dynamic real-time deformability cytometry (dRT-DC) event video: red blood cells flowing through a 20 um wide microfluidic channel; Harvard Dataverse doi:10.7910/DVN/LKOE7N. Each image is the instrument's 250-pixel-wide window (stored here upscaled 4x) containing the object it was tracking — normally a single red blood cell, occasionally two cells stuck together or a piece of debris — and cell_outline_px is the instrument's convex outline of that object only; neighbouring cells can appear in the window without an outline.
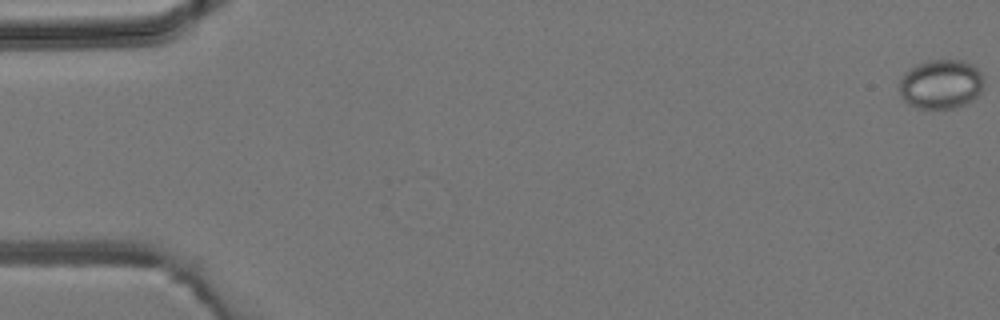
{"species": "common noctule bat (a hibernating species)", "species_latin": "Nyctalus noctula", "temperature_condition": "room temperature", "stored_images_in_passage": 5, "camera_frame_rate_fps": 3000, "um_per_image_px": 0.085, "animal": {"sex": "male", "body_mass_g": 19.2, "forearm_length_mm": 51.8}, "frame": {"image": 1, "passage_image": 1, "time_ms": 0.0, "image_size_px": [1000, 320], "cell_outline_px": [[980, 92], [972, 100], [964, 104], [952, 108], [916, 108], [908, 104], [900, 96], [900, 80], [904, 72], [916, 64], [928, 60], [964, 60], [972, 64], [980, 72]], "centroid_in_image_um": [79.91, 7.14], "position_along_channel_um": 5.1, "area_um2": 24.04}}
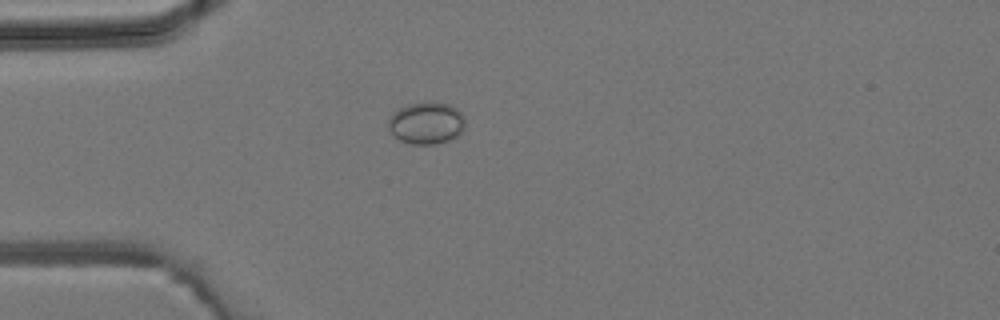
{"frame": {"image": 2, "passage_image": 4, "time_ms": 4.333, "image_size_px": [1000, 320], "cell_outline_px": [[464, 128], [456, 136], [448, 140], [436, 144], [412, 144], [400, 140], [388, 128], [388, 120], [400, 108], [408, 104], [436, 100], [448, 104], [456, 108], [464, 116]], "centroid_in_image_um": [36.26, 10.44], "position_along_channel_um": 48.7, "area_um2": 18.73}}
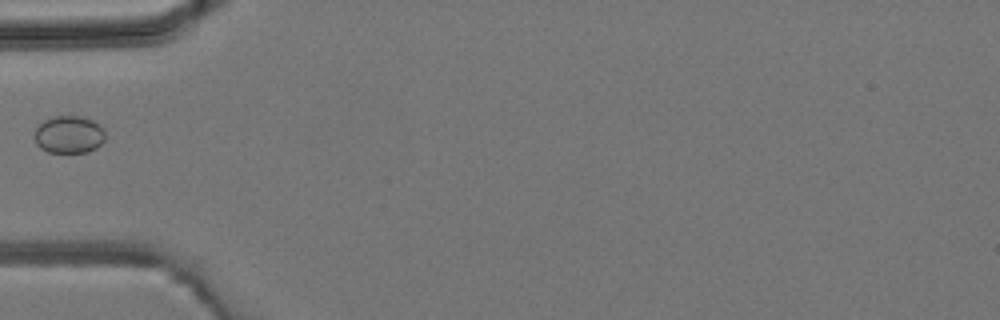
{"frame": {"image": 3, "passage_image": 5, "time_ms": 5.333, "image_size_px": [1000, 320], "cell_outline_px": [[104, 140], [96, 148], [88, 152], [48, 152], [40, 148], [36, 144], [32, 136], [36, 128], [44, 120], [56, 116], [80, 116], [92, 120], [100, 124], [104, 128]], "centroid_in_image_um": [5.84, 11.44], "position_along_channel_um": 79.2, "area_um2": 15.61}}